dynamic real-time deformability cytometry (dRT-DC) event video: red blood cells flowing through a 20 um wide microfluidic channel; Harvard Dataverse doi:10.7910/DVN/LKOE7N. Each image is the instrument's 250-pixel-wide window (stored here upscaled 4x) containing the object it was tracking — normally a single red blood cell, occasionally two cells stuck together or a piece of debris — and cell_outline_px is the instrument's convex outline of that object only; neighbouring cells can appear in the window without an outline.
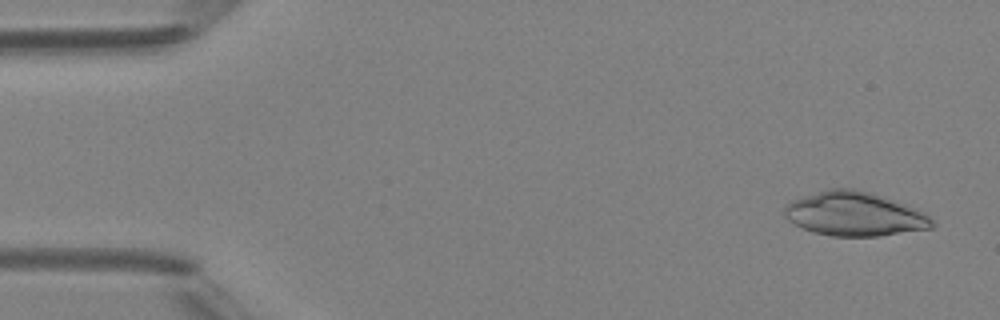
{"species": "Egyptian fruit bat (a non-hibernating species)", "species_latin": "Rousettus aegyptiacus", "temperature_condition": "room temperature", "stored_images_in_passage": 4, "segment_of_instrument_passage": [2, 2], "camera_frame_rate_fps": 3000, "um_per_image_px": 0.085, "animal": {"sex": "female"}, "frame": {"image": 1, "passage_image": 4, "time_ms": 3.667, "image_size_px": [1000, 320], "cell_outline_px": [[936, 224], [932, 228], [880, 236], [832, 236], [812, 232], [788, 220], [784, 216], [784, 208], [792, 200], [828, 188], [856, 188], [884, 196], [916, 208], [924, 212]], "centroid_in_image_um": [72.65, 18.18], "position_along_channel_um": 12.3, "area_um2": 37.97}}